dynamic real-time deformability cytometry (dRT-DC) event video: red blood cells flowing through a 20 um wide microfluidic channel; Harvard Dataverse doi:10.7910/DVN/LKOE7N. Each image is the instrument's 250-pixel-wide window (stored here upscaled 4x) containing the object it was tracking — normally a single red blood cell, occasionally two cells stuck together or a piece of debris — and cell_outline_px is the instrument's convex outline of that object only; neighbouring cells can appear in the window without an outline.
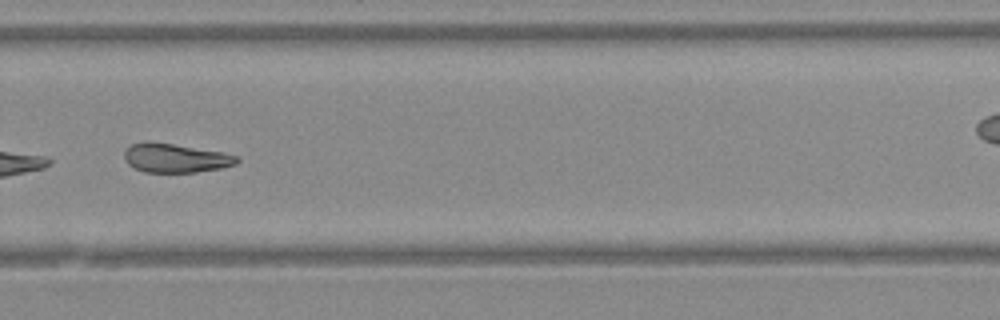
{"species": "Egyptian fruit bat (a non-hibernating species)", "species_latin": "Rousettus aegyptiacus", "temperature_condition": "warm", "stored_images_in_passage": 40, "camera_frame_rate_fps": 3000, "um_per_image_px": 0.085, "animal": {"sex": "female"}, "frame": {"image": 1, "passage_image": 29, "time_ms": 9.333, "image_size_px": [1000, 320], "cell_outline_px": [[240, 160], [236, 164], [220, 168], [196, 172], [144, 172], [128, 164], [124, 156], [124, 152], [132, 144], [148, 140], [224, 152], [240, 156]], "centroid_in_image_um": [14.94, 13.42], "position_along_channel_um": 314.9, "area_um2": 19.07}}